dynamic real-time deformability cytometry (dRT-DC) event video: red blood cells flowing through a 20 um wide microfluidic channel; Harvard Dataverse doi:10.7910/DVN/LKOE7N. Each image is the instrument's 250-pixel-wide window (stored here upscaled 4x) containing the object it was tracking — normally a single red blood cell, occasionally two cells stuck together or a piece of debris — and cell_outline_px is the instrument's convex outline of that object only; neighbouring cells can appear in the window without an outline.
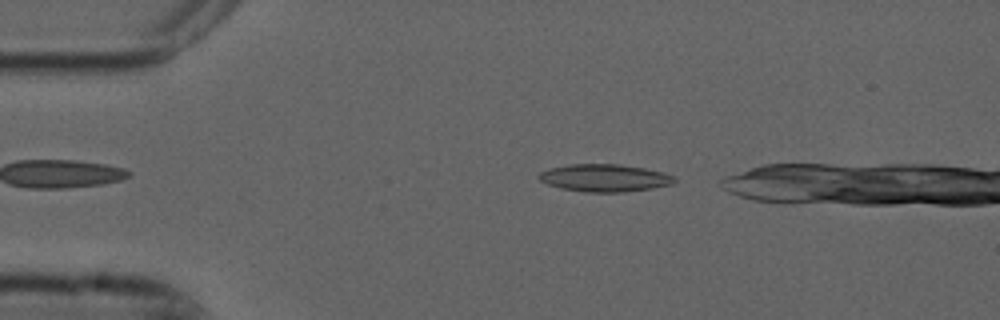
{"species": "common noctule bat (a hibernating species)", "species_latin": "Nyctalus noctula", "temperature_condition": "cold", "stored_images_in_passage": 2, "camera_frame_rate_fps": 3000, "um_per_image_px": 0.085, "animal": {"sex": "male", "forearm_length_mm": 52.5}, "frame": {"image": 1, "passage_image": 1, "time_ms": 0.0, "image_size_px": [1000, 320], "cell_outline_px": [[676, 180], [672, 184], [652, 188], [620, 192], [584, 192], [560, 188], [548, 184], [540, 180], [536, 176], [540, 172], [548, 168], [572, 164], [620, 164], [644, 168], [676, 176]], "centroid_in_image_um": [51.36, 15.12], "position_along_channel_um": 33.6, "area_um2": 21.68}}